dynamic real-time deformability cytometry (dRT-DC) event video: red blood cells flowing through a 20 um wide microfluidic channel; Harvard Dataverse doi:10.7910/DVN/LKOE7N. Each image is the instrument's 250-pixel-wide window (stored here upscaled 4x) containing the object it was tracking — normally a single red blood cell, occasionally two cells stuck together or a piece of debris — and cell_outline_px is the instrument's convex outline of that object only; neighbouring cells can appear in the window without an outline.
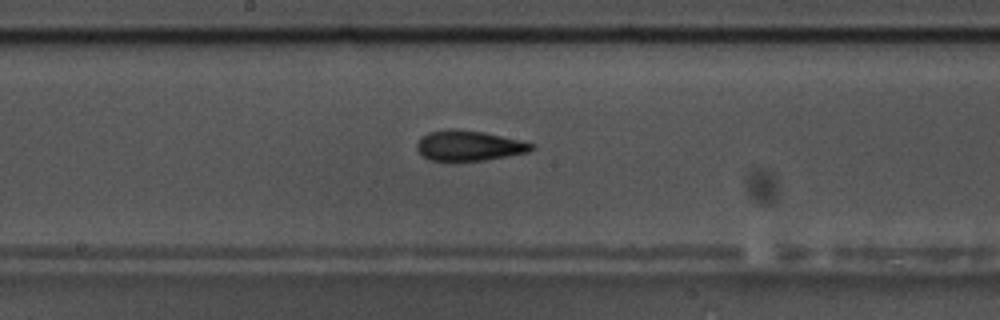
{"species": "common noctule bat (a hibernating species)", "species_latin": "Nyctalus noctula", "temperature_condition": "warm", "stored_images_in_passage": 54, "camera_frame_rate_fps": 3000, "um_per_image_px": 0.085, "animal": {"sex": "male", "body_mass_g": 17.5, "forearm_length_mm": 52.3}, "frame": {"image": 1, "passage_image": 31, "time_ms": 10.0, "image_size_px": [1000, 320], "cell_outline_px": [[536, 148], [528, 152], [508, 156], [484, 160], [432, 160], [424, 156], [416, 148], [416, 144], [420, 136], [428, 132], [444, 128], [456, 128], [484, 132], [520, 140], [536, 144]], "centroid_in_image_um": [39.86, 12.35], "position_along_channel_um": 208.3, "area_um2": 20.35}}